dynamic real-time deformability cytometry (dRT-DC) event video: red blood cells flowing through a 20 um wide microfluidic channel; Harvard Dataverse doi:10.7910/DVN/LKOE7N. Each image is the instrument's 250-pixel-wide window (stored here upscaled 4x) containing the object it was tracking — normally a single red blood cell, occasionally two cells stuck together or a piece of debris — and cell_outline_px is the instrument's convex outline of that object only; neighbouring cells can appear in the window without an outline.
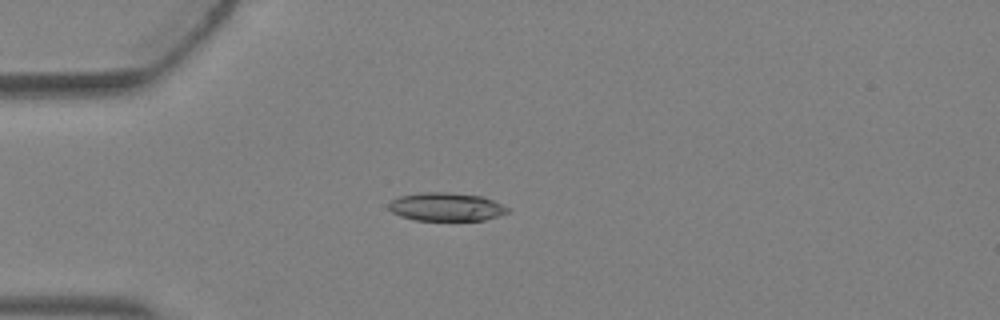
{"species": "Egyptian fruit bat (a non-hibernating species)", "species_latin": "Rousettus aegyptiacus", "temperature_condition": "warm", "stored_images_in_passage": 3, "camera_frame_rate_fps": 3000, "um_per_image_px": 0.085, "animal": {"sex": "female"}, "frame": {"image": 1, "passage_image": 2, "time_ms": 0.333, "image_size_px": [1000, 320], "cell_outline_px": [[508, 212], [500, 216], [484, 220], [416, 220], [400, 216], [392, 212], [388, 208], [388, 204], [392, 200], [400, 196], [420, 192], [448, 192], [480, 196], [492, 200], [508, 208]], "centroid_in_image_um": [37.9, 17.58], "position_along_channel_um": 47.1, "area_um2": 19.54}}